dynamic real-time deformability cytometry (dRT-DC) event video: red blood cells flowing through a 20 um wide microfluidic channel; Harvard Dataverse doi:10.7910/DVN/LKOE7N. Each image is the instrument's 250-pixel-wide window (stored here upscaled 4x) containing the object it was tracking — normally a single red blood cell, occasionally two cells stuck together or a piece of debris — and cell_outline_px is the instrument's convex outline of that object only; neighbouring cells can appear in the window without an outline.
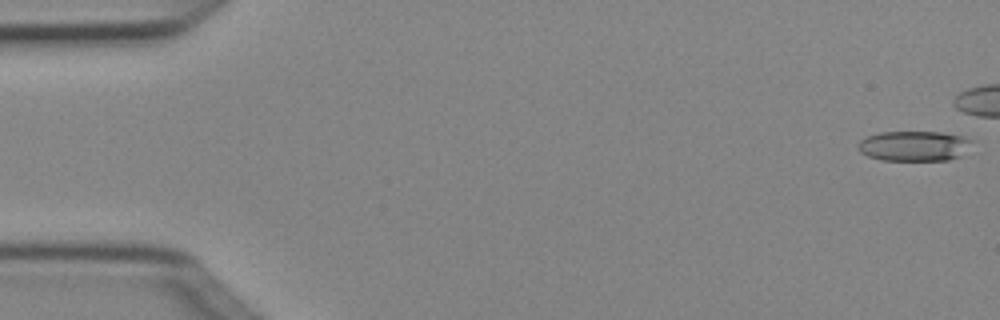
{"species": "Egyptian fruit bat (a non-hibernating species)", "species_latin": "Rousettus aegyptiacus", "temperature_condition": "cold", "stored_images_in_passage": 7, "camera_frame_rate_fps": 3000, "um_per_image_px": 0.085, "animal": {"sex": "female"}, "frame": {"image": 1, "passage_image": 1, "time_ms": 0.0, "image_size_px": [1000, 320], "cell_outline_px": [[976, 140], [960, 156], [948, 160], [880, 160], [868, 156], [860, 152], [856, 144], [860, 140], [868, 136], [880, 132], [940, 132], [964, 136]], "centroid_in_image_um": [77.71, 12.4], "position_along_channel_um": 7.3, "area_um2": 20.17}}
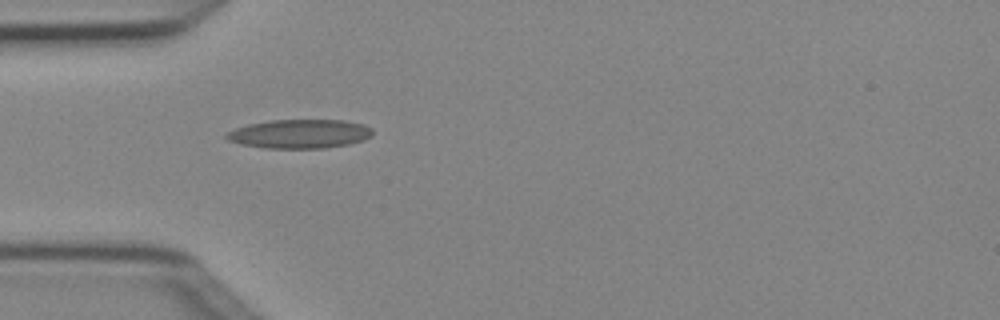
{"frame": {"image": 2, "passage_image": 6, "time_ms": 1.667, "image_size_px": [1000, 320], "cell_outline_px": [[372, 136], [364, 140], [348, 144], [324, 148], [264, 148], [240, 144], [228, 140], [224, 136], [228, 132], [236, 128], [248, 124], [272, 120], [344, 120], [364, 124], [372, 128]], "centroid_in_image_um": [25.49, 11.38], "position_along_channel_um": 59.5, "area_um2": 24.68}}
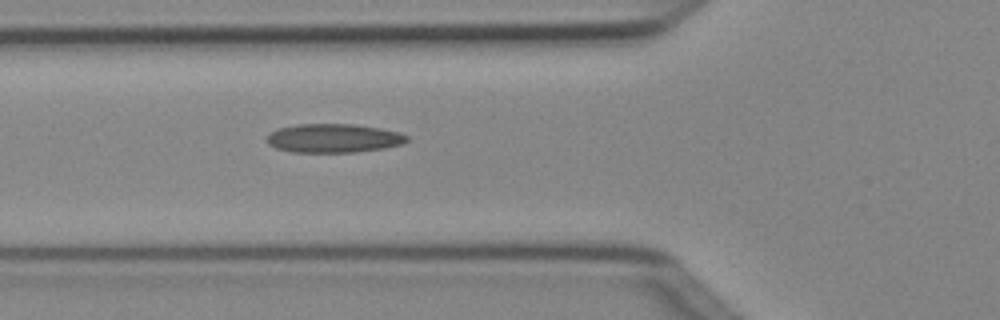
{"frame": {"image": 3, "passage_image": 7, "time_ms": 2.0, "image_size_px": [1000, 320], "cell_outline_px": [[408, 140], [404, 144], [384, 148], [356, 152], [292, 152], [276, 148], [268, 144], [268, 136], [272, 132], [280, 128], [296, 124], [352, 124], [380, 128], [400, 132], [408, 136]], "centroid_in_image_um": [28.4, 11.75], "position_along_channel_um": 97.4, "area_um2": 23.47}}